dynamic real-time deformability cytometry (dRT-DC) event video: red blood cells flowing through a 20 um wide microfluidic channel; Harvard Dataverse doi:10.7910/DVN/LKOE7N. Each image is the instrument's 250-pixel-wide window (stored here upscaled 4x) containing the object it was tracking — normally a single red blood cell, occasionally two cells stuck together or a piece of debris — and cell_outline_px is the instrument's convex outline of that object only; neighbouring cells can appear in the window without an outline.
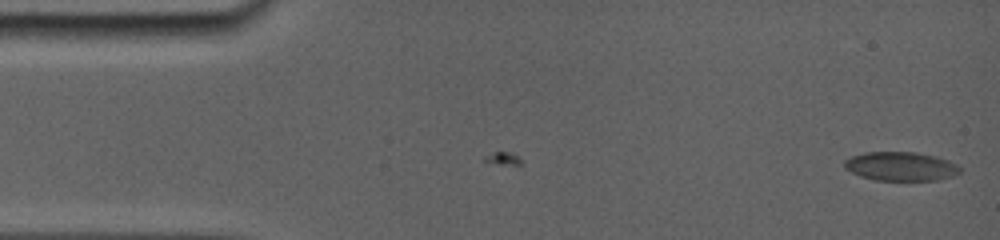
{"species": "common noctule bat (a hibernating species)", "species_latin": "Nyctalus noctula", "temperature_condition": "room temperature", "stored_images_in_passage": 4, "camera_frame_rate_fps": 5000, "um_per_image_px": 0.085, "animal": {"sex": "female", "body_mass_g": 19.0, "forearm_length_mm": 56.7}, "frame": {"image": 1, "passage_image": 4, "time_ms": 1.4, "image_size_px": [1000, 240], "cell_outline_px": [[960, 172], [948, 176], [932, 180], [876, 180], [852, 172], [844, 164], [848, 160], [856, 156], [872, 152], [904, 152], [928, 156], [940, 160], [960, 168]], "centroid_in_image_um": [76.5, 14.16], "position_along_channel_um": 8.5, "area_um2": 17.86}}